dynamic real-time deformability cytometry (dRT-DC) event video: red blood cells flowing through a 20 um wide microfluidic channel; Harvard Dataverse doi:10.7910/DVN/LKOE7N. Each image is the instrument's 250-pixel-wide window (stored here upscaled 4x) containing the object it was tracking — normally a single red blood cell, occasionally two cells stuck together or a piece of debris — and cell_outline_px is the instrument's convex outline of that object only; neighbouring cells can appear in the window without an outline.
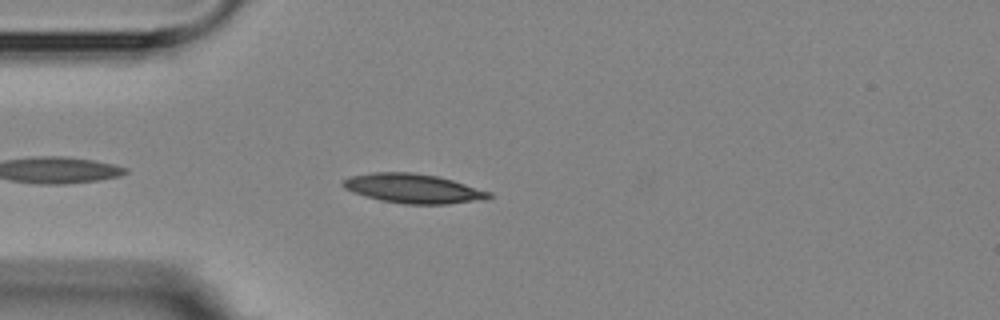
{"species": "Egyptian fruit bat (a non-hibernating species)", "species_latin": "Rousettus aegyptiacus", "temperature_condition": "room temperature", "stored_images_in_passage": 4, "camera_frame_rate_fps": 3000, "um_per_image_px": 0.085, "animal": {"sex": "female"}, "frame": {"image": 1, "passage_image": 4, "time_ms": 4.333, "image_size_px": [1000, 320], "cell_outline_px": [[492, 196], [472, 200], [448, 204], [404, 204], [380, 200], [352, 192], [344, 188], [340, 184], [340, 180], [352, 176], [372, 172], [412, 172], [436, 176], [452, 180], [492, 192]], "centroid_in_image_um": [35.03, 16.01], "position_along_channel_um": 50.0, "area_um2": 24.74}}